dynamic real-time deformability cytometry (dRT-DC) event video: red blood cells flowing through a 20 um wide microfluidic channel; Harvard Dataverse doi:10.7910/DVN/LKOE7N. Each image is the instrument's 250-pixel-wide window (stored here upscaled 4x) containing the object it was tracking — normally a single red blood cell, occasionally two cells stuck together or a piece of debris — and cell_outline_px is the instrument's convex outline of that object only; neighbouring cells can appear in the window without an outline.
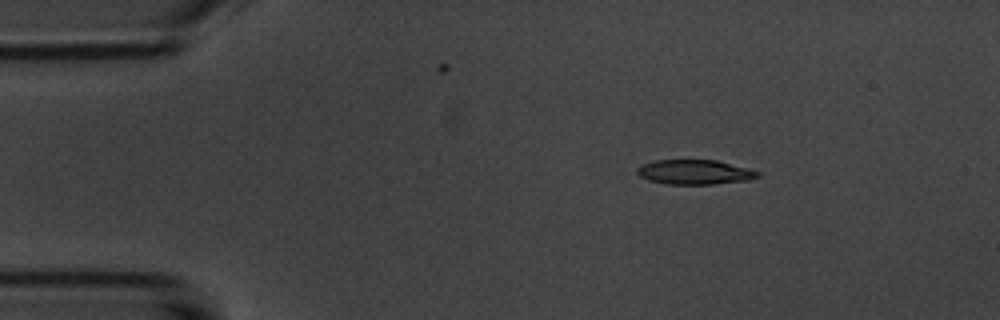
{"species": "common noctule bat (a hibernating species)", "species_latin": "Nyctalus noctula", "temperature_condition": "room temperature", "stored_images_in_passage": 4, "camera_frame_rate_fps": 3000, "um_per_image_px": 0.085, "animal": {"sex": "male", "body_mass_g": 20.1, "forearm_length_mm": 53.5}, "frame": {"image": 1, "passage_image": 2, "time_ms": 2.333, "image_size_px": [1000, 320], "cell_outline_px": [[760, 176], [748, 180], [712, 184], [668, 184], [648, 180], [640, 176], [636, 172], [636, 168], [644, 164], [656, 160], [716, 160], [748, 168], [760, 172]], "centroid_in_image_um": [59.05, 14.63], "position_along_channel_um": 26.0, "area_um2": 17.22}}